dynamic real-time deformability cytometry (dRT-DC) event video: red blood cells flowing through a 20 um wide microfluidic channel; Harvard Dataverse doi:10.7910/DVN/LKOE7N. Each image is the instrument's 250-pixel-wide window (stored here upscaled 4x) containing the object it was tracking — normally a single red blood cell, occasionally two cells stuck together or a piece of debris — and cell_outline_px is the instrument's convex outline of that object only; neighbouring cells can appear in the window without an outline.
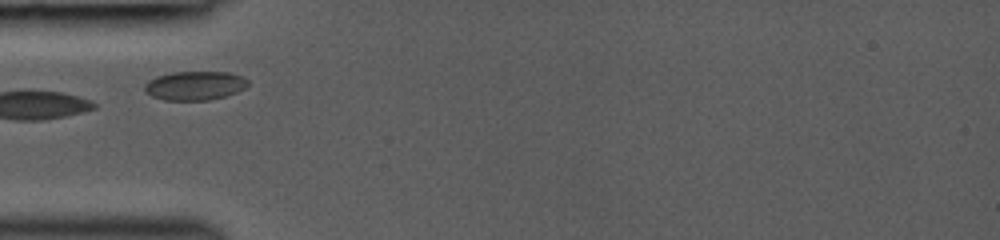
{"species": "common noctule bat (a hibernating species)", "species_latin": "Nyctalus noctula", "temperature_condition": "room temperature", "stored_images_in_passage": 5, "camera_frame_rate_fps": 3000, "um_per_image_px": 0.085, "animal": {"sex": "female", "body_mass_g": 19.0, "forearm_length_mm": 53.3}, "frame": {"image": 1, "passage_image": 1, "time_ms": 0.0, "image_size_px": [1000, 240], "cell_outline_px": [[248, 84], [244, 88], [236, 92], [224, 96], [208, 100], [164, 100], [152, 96], [144, 88], [144, 84], [148, 80], [156, 76], [172, 72], [228, 72], [244, 76], [248, 80]], "centroid_in_image_um": [16.56, 7.27], "position_along_channel_um": 68.4, "area_um2": 17.4}}